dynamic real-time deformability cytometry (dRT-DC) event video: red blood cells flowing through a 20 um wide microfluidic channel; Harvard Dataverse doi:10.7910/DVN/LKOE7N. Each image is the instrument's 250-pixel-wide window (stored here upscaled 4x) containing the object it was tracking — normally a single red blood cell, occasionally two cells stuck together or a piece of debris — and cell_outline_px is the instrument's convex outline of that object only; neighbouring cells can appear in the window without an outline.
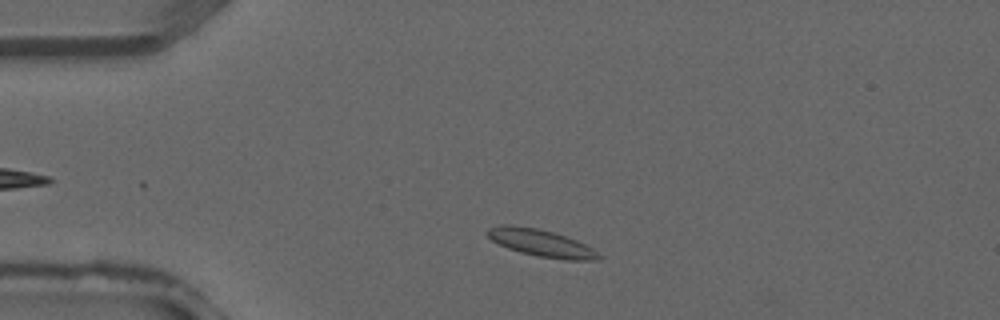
{"species": "common noctule bat (a hibernating species)", "species_latin": "Nyctalus noctula", "temperature_condition": "warm", "stored_images_in_passage": 34, "camera_frame_rate_fps": 3000, "um_per_image_px": 0.085, "animal": {"sex": "male", "forearm_length_mm": 52.5}, "frame": {"image": 1, "passage_image": 4, "time_ms": 1.0, "image_size_px": [1000, 320], "cell_outline_px": [[604, 256], [600, 260], [564, 260], [540, 256], [520, 252], [508, 248], [492, 240], [484, 232], [488, 228], [536, 228], [552, 232], [576, 240], [592, 248]], "centroid_in_image_um": [46.13, 20.72], "position_along_channel_um": 38.9, "area_um2": 16.76}}
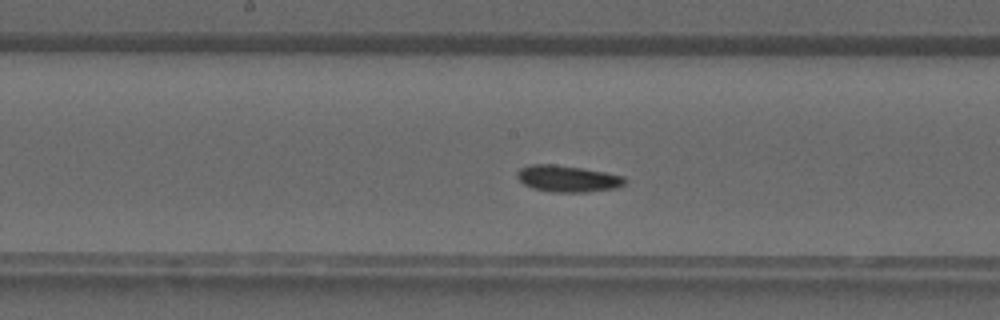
{"frame": {"image": 2, "passage_image": 15, "time_ms": 4.667, "image_size_px": [1000, 320], "cell_outline_px": [[628, 180], [624, 184], [616, 188], [588, 192], [552, 192], [532, 188], [524, 184], [516, 176], [516, 172], [520, 168], [528, 164], [556, 164], [604, 172], [624, 176]], "centroid_in_image_um": [48.24, 15.18], "position_along_channel_um": 200.0, "area_um2": 16.76}}
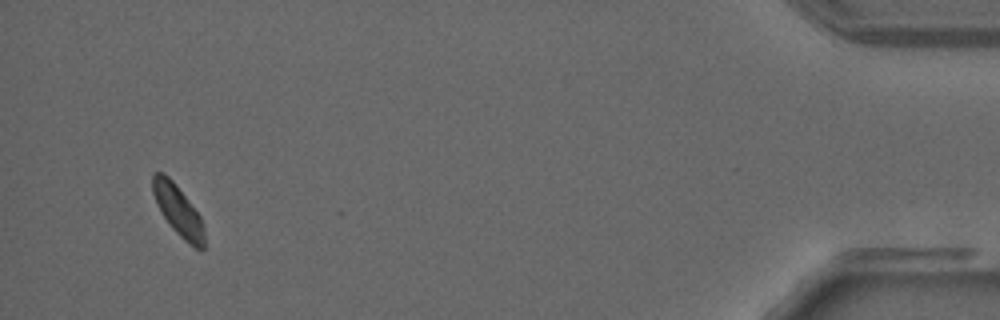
{"frame": {"image": 3, "passage_image": 32, "time_ms": 10.333, "image_size_px": [1000, 320], "cell_outline_px": [[204, 248], [196, 248], [184, 240], [172, 228], [164, 216], [152, 192], [152, 176], [156, 172], [164, 172], [172, 180], [200, 216], [204, 224]], "centroid_in_image_um": [15.14, 17.88], "position_along_channel_um": 420.1, "area_um2": 14.74}}